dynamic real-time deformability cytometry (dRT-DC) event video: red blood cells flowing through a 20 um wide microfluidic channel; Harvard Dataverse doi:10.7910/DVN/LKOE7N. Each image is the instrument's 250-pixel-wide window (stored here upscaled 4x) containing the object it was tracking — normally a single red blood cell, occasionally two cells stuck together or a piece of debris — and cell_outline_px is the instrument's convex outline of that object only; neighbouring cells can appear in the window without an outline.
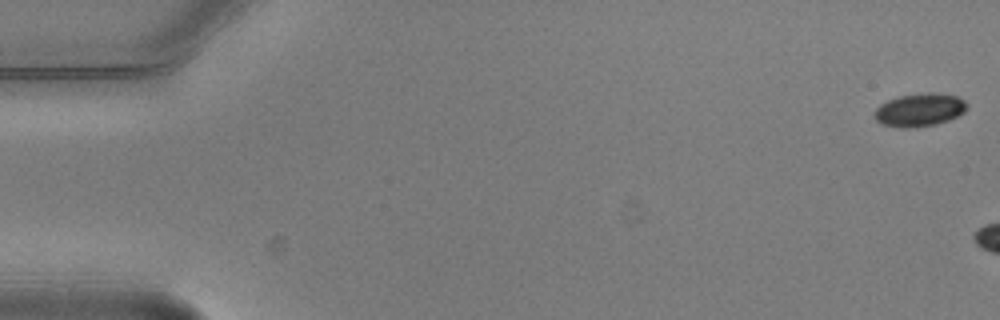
{"species": "common noctule bat (a hibernating species)", "species_latin": "Nyctalus noctula", "temperature_condition": "warm", "stored_images_in_passage": 3, "camera_frame_rate_fps": 3000, "um_per_image_px": 0.085, "animal": {"sex": "male", "body_mass_g": 20.5, "forearm_length_mm": 52.5}, "frame": {"image": 1, "passage_image": 1, "time_ms": 0.0, "image_size_px": [1000, 320], "cell_outline_px": [[968, 108], [964, 112], [948, 120], [936, 124], [904, 128], [900, 128], [884, 124], [876, 120], [876, 108], [880, 104], [888, 100], [900, 96], [928, 92], [956, 96], [964, 100], [968, 104]], "centroid_in_image_um": [78.19, 9.33], "position_along_channel_um": 6.8, "area_um2": 17.51}}